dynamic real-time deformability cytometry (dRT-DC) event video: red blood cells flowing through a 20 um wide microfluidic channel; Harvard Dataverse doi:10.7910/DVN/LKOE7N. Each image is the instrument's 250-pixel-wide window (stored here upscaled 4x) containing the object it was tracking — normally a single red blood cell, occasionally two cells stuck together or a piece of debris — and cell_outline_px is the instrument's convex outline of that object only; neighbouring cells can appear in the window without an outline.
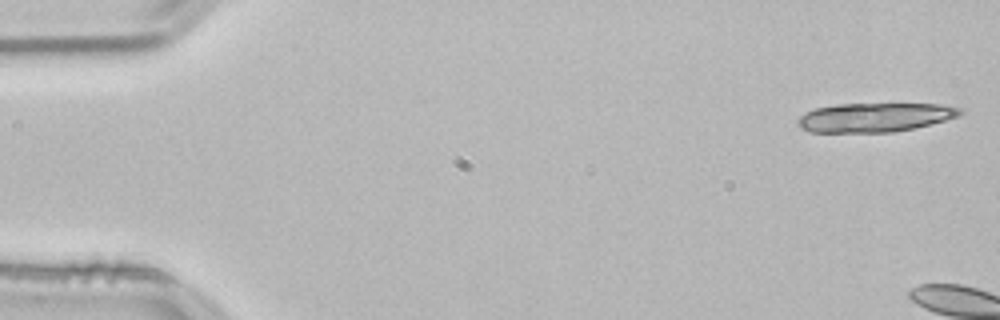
{"species": "common noctule bat (a hibernating species)", "species_latin": "Nyctalus noctula", "temperature_condition": "room temperature", "stored_images_in_passage": 4, "camera_frame_rate_fps": 3000, "um_per_image_px": 0.085, "animal": {"sex": "male", "body_mass_g": 21.5, "forearm_length_mm": 52.0}, "frame": {"image": 1, "passage_image": 1, "time_ms": 0.0, "image_size_px": [1000, 320], "cell_outline_px": [[964, 112], [960, 116], [912, 128], [892, 132], [808, 132], [800, 128], [796, 120], [800, 116], [816, 108], [836, 104], [940, 104], [960, 108]], "centroid_in_image_um": [74.33, 9.97], "position_along_channel_um": 10.7, "area_um2": 27.28}}